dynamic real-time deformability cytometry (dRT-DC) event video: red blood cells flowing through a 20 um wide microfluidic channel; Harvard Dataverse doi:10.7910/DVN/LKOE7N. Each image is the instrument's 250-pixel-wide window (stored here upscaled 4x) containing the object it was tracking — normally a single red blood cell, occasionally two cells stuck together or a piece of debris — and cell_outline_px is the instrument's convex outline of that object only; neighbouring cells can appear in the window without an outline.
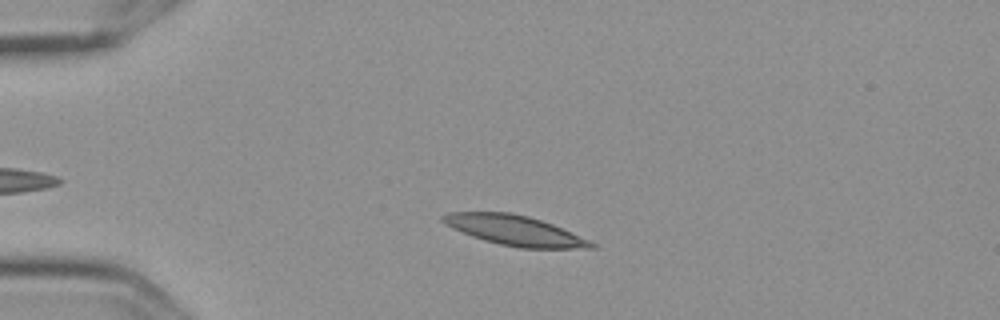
{"species": "Egyptian fruit bat (a non-hibernating species)", "species_latin": "Rousettus aegyptiacus", "temperature_condition": "cold", "stored_images_in_passage": 2, "camera_frame_rate_fps": 3000, "um_per_image_px": 0.085, "frame": {"image": 1, "passage_image": 1, "time_ms": 0.0, "image_size_px": [1000, 320], "cell_outline_px": [[596, 248], [520, 248], [500, 244], [484, 240], [472, 236], [452, 228], [444, 224], [440, 220], [440, 216], [448, 212], [512, 212], [528, 216], [552, 224], [588, 240], [596, 244]], "centroid_in_image_um": [43.69, 19.57], "position_along_channel_um": 41.3, "area_um2": 25.72}}